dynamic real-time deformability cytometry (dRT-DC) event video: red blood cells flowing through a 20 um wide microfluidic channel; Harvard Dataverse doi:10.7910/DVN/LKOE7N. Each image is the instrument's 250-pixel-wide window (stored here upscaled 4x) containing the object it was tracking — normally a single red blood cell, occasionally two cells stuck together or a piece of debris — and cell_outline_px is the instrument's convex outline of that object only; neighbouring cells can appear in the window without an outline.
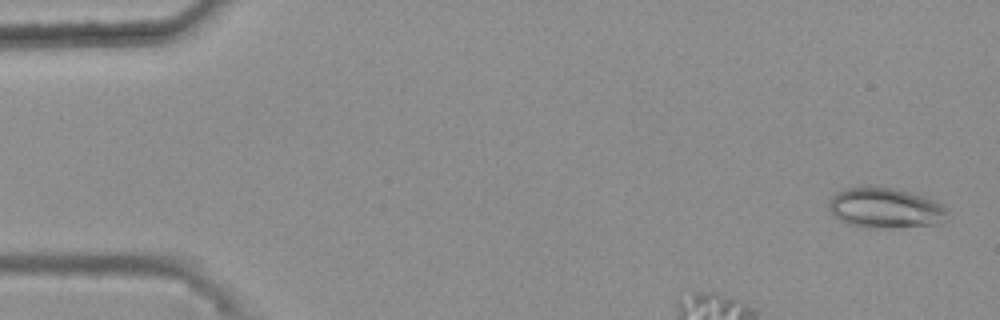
{"species": "common noctule bat (a hibernating species)", "species_latin": "Nyctalus noctula", "temperature_condition": "warm", "stored_images_in_passage": 41, "segment_of_instrument_passage": [1, 2], "camera_frame_rate_fps": 3000, "um_per_image_px": 0.085, "animal": {"sex": "female", "body_mass_g": 25.1}, "frame": {"image": 1, "passage_image": 2, "time_ms": 0.333, "image_size_px": [1000, 320], "cell_outline_px": [[948, 212], [936, 224], [868, 228], [860, 228], [848, 224], [840, 220], [828, 208], [828, 200], [836, 192], [848, 188], [892, 188], [924, 196], [936, 200], [948, 208]], "centroid_in_image_um": [75.21, 17.68], "position_along_channel_um": 9.8, "area_um2": 27.28}}